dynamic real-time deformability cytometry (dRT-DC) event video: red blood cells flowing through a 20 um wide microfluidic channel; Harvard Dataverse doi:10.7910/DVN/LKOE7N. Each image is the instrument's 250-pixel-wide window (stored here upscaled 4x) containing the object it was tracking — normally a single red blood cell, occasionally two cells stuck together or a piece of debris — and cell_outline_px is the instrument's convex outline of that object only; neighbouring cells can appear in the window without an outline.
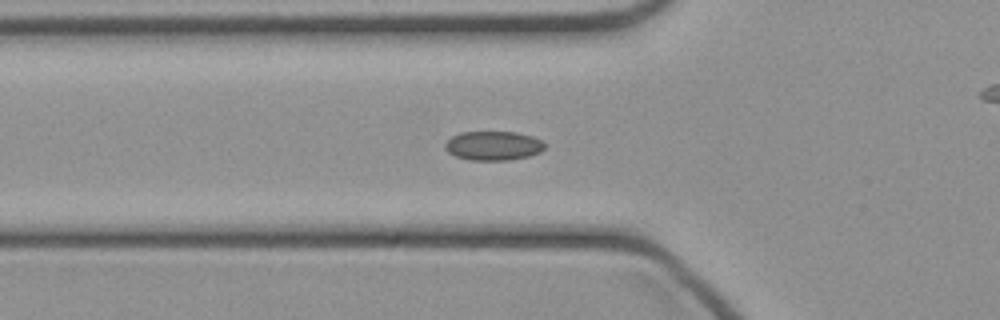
{"species": "common noctule bat (a hibernating species)", "species_latin": "Nyctalus noctula", "temperature_condition": "cold", "stored_images_in_passage": 43, "camera_frame_rate_fps": 3000, "um_per_image_px": 0.085, "animal": {"sex": "female", "body_mass_g": 21.9}, "frame": {"image": 1, "passage_image": 11, "time_ms": 3.333, "image_size_px": [1000, 320], "cell_outline_px": [[544, 148], [540, 152], [528, 156], [508, 160], [468, 160], [456, 156], [448, 152], [444, 148], [444, 144], [452, 136], [460, 132], [516, 132], [532, 136], [540, 140], [544, 144]], "centroid_in_image_um": [41.9, 12.38], "position_along_channel_um": 83.9, "area_um2": 16.88}}
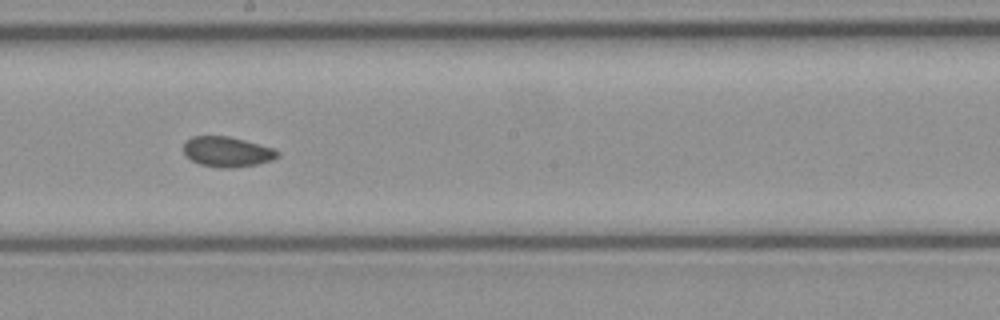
{"frame": {"image": 2, "passage_image": 21, "time_ms": 6.667, "image_size_px": [1000, 320], "cell_outline_px": [[280, 156], [272, 160], [256, 164], [232, 168], [220, 168], [200, 164], [192, 160], [184, 152], [184, 144], [192, 136], [228, 136], [276, 148], [280, 152]], "centroid_in_image_um": [19.36, 12.9], "position_along_channel_um": 228.8, "area_um2": 16.53}}
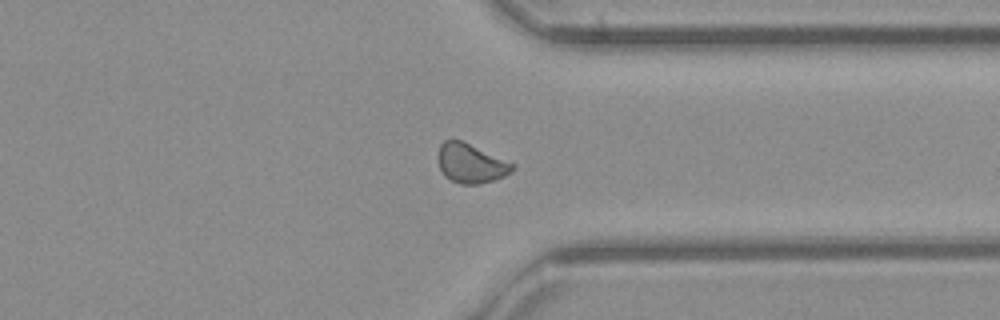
{"frame": {"image": 3, "passage_image": 31, "time_ms": 10.0, "image_size_px": [1000, 320], "cell_outline_px": [[516, 168], [512, 172], [504, 176], [492, 180], [476, 184], [460, 184], [444, 176], [440, 168], [436, 156], [440, 144], [444, 140], [464, 140], [516, 164]], "centroid_in_image_um": [40.03, 13.85], "position_along_channel_um": 371.4, "area_um2": 17.4}}